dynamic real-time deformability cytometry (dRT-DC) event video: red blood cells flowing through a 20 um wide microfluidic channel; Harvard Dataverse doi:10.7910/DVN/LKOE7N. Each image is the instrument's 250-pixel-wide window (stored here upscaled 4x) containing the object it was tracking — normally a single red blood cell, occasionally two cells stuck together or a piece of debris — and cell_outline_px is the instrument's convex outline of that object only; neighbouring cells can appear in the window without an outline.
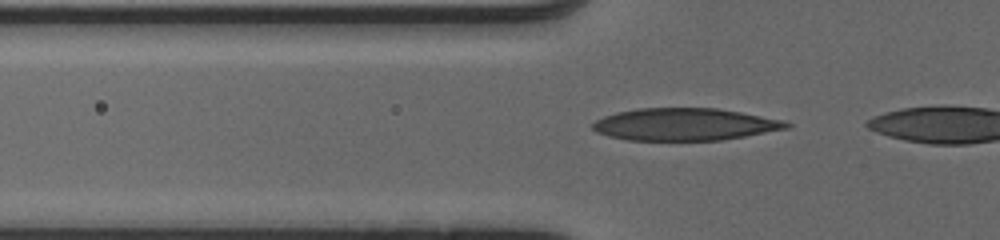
{"species": "human", "species_latin": "Homo sapiens", "temperature_condition": "cold", "stored_images_in_passage": 23, "camera_frame_rate_fps": 3000, "um_per_image_px": 0.085, "donor": {"sex": "male"}, "frame": {"image": 1, "passage_image": 2, "time_ms": 0.333, "image_size_px": [1000, 240], "cell_outline_px": [[792, 124], [788, 128], [744, 136], [720, 140], [628, 140], [608, 136], [596, 132], [592, 128], [592, 124], [596, 120], [604, 116], [616, 112], [636, 108], [716, 108], [740, 112], [784, 120]], "centroid_in_image_um": [58.17, 10.56], "position_along_channel_um": 67.6, "area_um2": 36.36}}
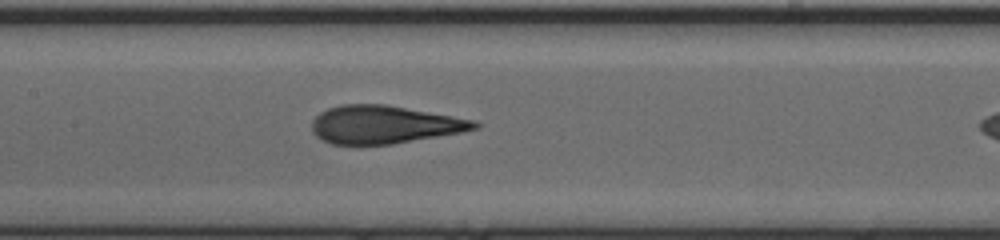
{"frame": {"image": 2, "passage_image": 10, "time_ms": 3.0, "image_size_px": [1000, 240], "cell_outline_px": [[480, 128], [460, 132], [392, 144], [332, 144], [320, 140], [312, 132], [312, 120], [320, 112], [328, 108], [340, 104], [384, 104], [476, 120], [480, 124]], "centroid_in_image_um": [32.63, 10.58], "position_along_channel_um": 174.8, "area_um2": 35.89}}
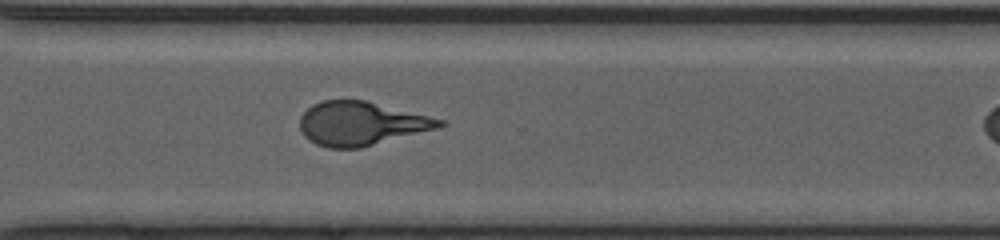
{"frame": {"image": 3, "passage_image": 22, "time_ms": 7.0, "image_size_px": [1000, 240], "cell_outline_px": [[448, 124], [436, 128], [360, 148], [328, 148], [316, 144], [308, 140], [304, 136], [300, 128], [300, 116], [312, 104], [320, 100], [364, 100], [444, 120]], "centroid_in_image_um": [30.64, 10.5], "position_along_channel_um": 340.0, "area_um2": 35.26}}